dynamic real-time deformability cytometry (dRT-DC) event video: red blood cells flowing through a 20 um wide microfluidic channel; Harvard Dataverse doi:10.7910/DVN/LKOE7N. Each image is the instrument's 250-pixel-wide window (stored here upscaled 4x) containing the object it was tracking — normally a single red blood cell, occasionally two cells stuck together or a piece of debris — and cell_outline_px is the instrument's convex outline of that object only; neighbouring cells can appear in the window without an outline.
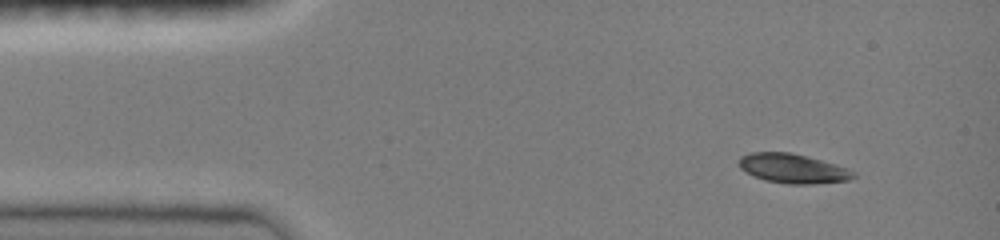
{"species": "common noctule bat (a hibernating species)", "species_latin": "Nyctalus noctula", "temperature_condition": "room temperature", "stored_images_in_passage": 9, "camera_frame_rate_fps": 3000, "um_per_image_px": 0.085, "animal": {"sex": "female", "body_mass_g": 19.0, "forearm_length_mm": 51.5}, "frame": {"image": 1, "passage_image": 1, "time_ms": 0.0, "image_size_px": [1000, 240], "cell_outline_px": [[856, 176], [848, 180], [812, 184], [788, 184], [764, 180], [752, 176], [744, 172], [736, 164], [740, 156], [748, 152], [792, 152], [836, 164], [856, 172]], "centroid_in_image_um": [67.33, 14.31], "position_along_channel_um": 17.7, "area_um2": 19.94}}
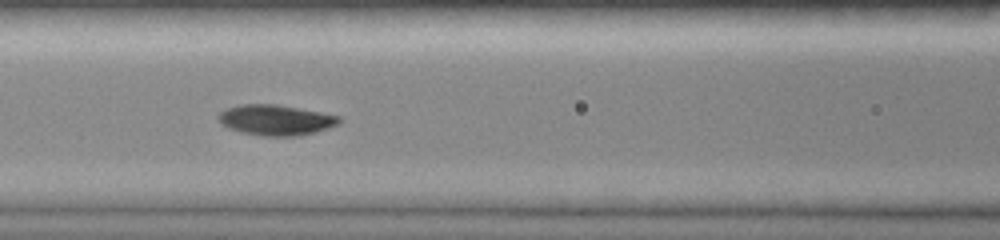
{"frame": {"image": 2, "passage_image": 6, "time_ms": 1.667, "image_size_px": [1000, 240], "cell_outline_px": [[340, 124], [316, 132], [300, 136], [260, 136], [240, 132], [228, 128], [220, 124], [216, 116], [220, 112], [228, 108], [240, 104], [276, 104], [320, 112], [340, 116]], "centroid_in_image_um": [23.41, 10.21], "position_along_channel_um": 143.2, "area_um2": 21.68}}
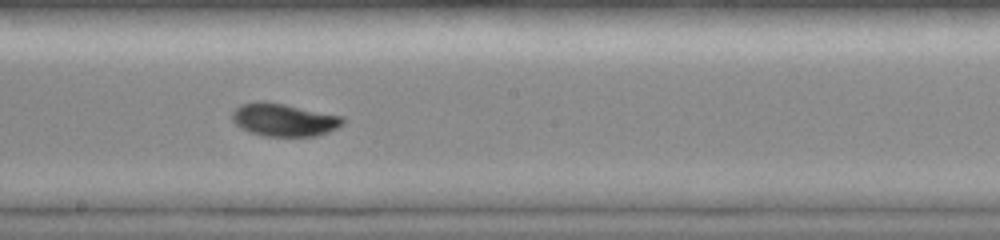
{"frame": {"image": 3, "passage_image": 8, "time_ms": 2.333, "image_size_px": [1000, 240], "cell_outline_px": [[344, 124], [328, 132], [316, 136], [264, 136], [248, 132], [240, 128], [232, 120], [232, 112], [240, 104], [256, 100], [264, 100], [344, 116]], "centroid_in_image_um": [24.11, 10.17], "position_along_channel_um": 224.1, "area_um2": 21.44}}